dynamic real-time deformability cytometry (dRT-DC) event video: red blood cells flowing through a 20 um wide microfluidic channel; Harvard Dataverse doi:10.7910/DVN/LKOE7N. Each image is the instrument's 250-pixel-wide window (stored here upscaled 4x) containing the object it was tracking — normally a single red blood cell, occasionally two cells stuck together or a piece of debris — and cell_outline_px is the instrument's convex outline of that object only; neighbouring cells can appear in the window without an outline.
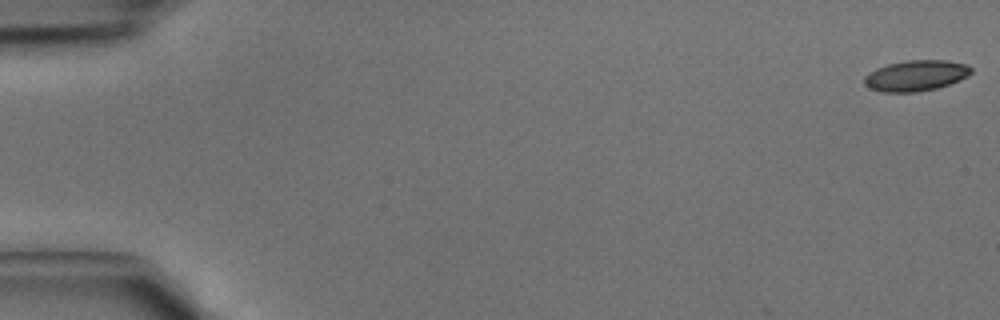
{"species": "common noctule bat (a hibernating species)", "species_latin": "Nyctalus noctula", "temperature_condition": "cold", "stored_images_in_passage": 3, "camera_frame_rate_fps": 3000, "um_per_image_px": 0.085, "animal": {"sex": "male", "body_mass_g": 15.6}, "frame": {"image": 1, "passage_image": 1, "time_ms": 0.0, "image_size_px": [1000, 320], "cell_outline_px": [[972, 72], [968, 76], [960, 80], [936, 88], [916, 92], [884, 92], [872, 88], [864, 84], [864, 76], [868, 72], [876, 68], [888, 64], [908, 60], [944, 60], [968, 64], [972, 68]], "centroid_in_image_um": [77.86, 6.42], "position_along_channel_um": 7.1, "area_um2": 19.13}}